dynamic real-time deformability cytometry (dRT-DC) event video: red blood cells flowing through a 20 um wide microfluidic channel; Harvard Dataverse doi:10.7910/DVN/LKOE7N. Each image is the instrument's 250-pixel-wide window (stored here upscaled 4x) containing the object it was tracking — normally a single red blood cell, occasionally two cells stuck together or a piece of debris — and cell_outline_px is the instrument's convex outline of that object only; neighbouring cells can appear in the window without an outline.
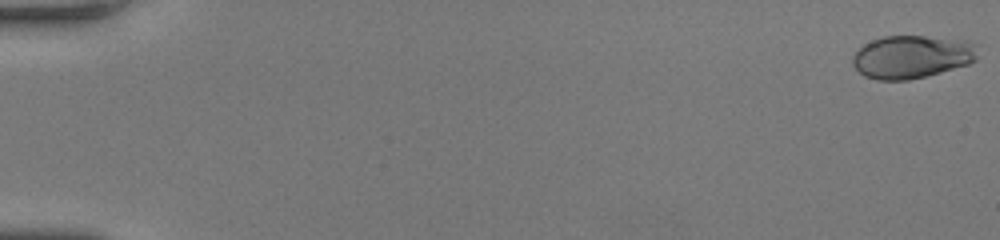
{"species": "human", "species_latin": "Homo sapiens", "temperature_condition": "room temperature", "stored_images_in_passage": 57, "camera_frame_rate_fps": 3000, "um_per_image_px": 0.085, "donor": {"sex": "female"}, "frame": {"image": 1, "passage_image": 1, "time_ms": 0.0, "image_size_px": [1000, 240], "cell_outline_px": [[980, 44], [976, 60], [968, 64], [928, 76], [908, 80], [876, 80], [864, 76], [852, 64], [852, 56], [864, 44], [872, 40], [884, 36], [924, 36], [968, 40]], "centroid_in_image_um": [77.56, 4.82], "position_along_channel_um": 7.4, "area_um2": 31.73}}
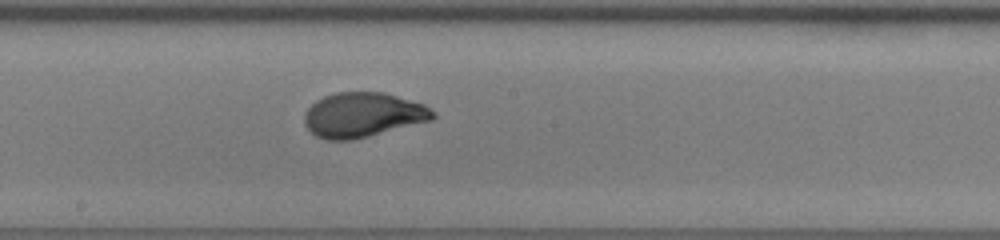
{"frame": {"image": 2, "passage_image": 33, "time_ms": 10.667, "image_size_px": [1000, 240], "cell_outline_px": [[436, 116], [432, 120], [352, 140], [328, 140], [316, 136], [304, 124], [304, 112], [316, 100], [324, 96], [336, 92], [384, 92], [424, 104], [436, 112]], "centroid_in_image_um": [30.84, 9.76], "position_along_channel_um": 217.4, "area_um2": 33.47}}
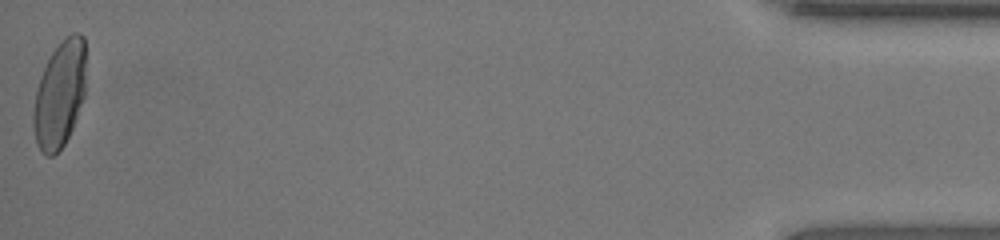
{"frame": {"image": 3, "passage_image": 57, "time_ms": 18.667, "image_size_px": [1000, 240], "cell_outline_px": [[84, 96], [76, 120], [64, 144], [52, 156], [48, 156], [36, 144], [32, 124], [32, 112], [36, 88], [40, 76], [52, 52], [60, 40], [72, 32], [80, 32], [84, 36]], "centroid_in_image_um": [5.05, 8.0], "position_along_channel_um": 430.2, "area_um2": 32.66}, "authors_computed_cell_mechanics": {"area_um2": 32.4836, "velocity_mm_per_s": 3.7611, "shape_relaxation_time_tau1_ms": 4.3398, "shape_relaxation_time_tau2_ms": null, "deformation_change_tau1": 0.203, "deformation_change_tau2": null}}